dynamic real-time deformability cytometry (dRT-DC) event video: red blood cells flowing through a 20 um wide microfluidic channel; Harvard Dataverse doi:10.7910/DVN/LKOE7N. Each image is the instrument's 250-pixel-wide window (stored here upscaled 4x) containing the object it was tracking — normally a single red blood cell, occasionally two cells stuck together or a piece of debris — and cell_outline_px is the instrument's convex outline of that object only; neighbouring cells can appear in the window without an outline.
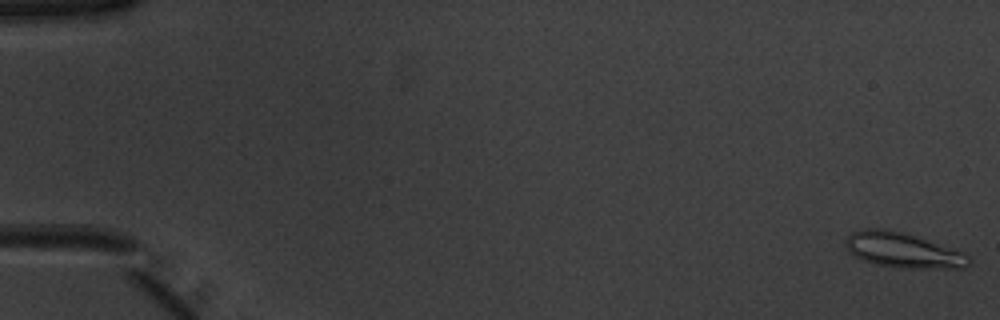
{"species": "common noctule bat (a hibernating species)", "species_latin": "Nyctalus noctula", "temperature_condition": "warm", "stored_images_in_passage": 52, "camera_frame_rate_fps": 3000, "um_per_image_px": 0.085, "animal": {"sex": "male", "body_mass_g": 20.1, "forearm_length_mm": 53.5}, "frame": {"image": 1, "passage_image": 1, "time_ms": 0.0, "image_size_px": [1000, 320], "cell_outline_px": [[972, 260], [964, 268], [904, 268], [876, 264], [852, 256], [848, 252], [844, 240], [852, 232], [864, 228], [884, 228], [904, 232], [960, 252], [968, 256]], "centroid_in_image_um": [76.67, 21.26], "position_along_channel_um": 8.3, "area_um2": 24.97}}
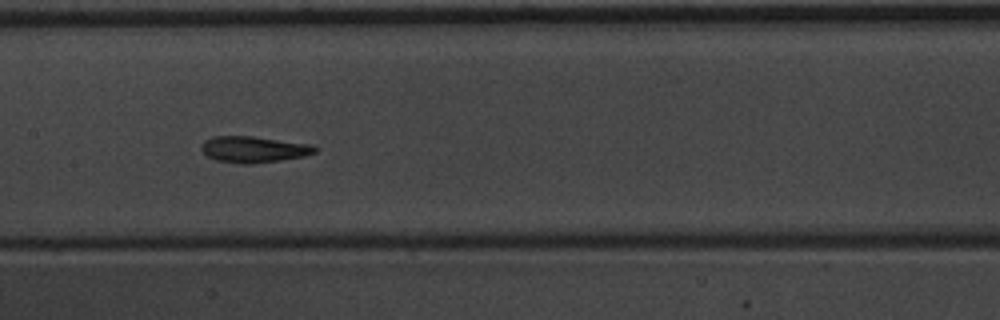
{"frame": {"image": 2, "passage_image": 27, "time_ms": 8.667, "image_size_px": [1000, 320], "cell_outline_px": [[320, 148], [316, 152], [304, 156], [280, 160], [252, 164], [244, 164], [216, 160], [208, 156], [200, 148], [200, 144], [204, 140], [212, 136], [252, 136], [312, 144]], "centroid_in_image_um": [21.58, 12.69], "position_along_channel_um": 185.8, "area_um2": 17.51}}
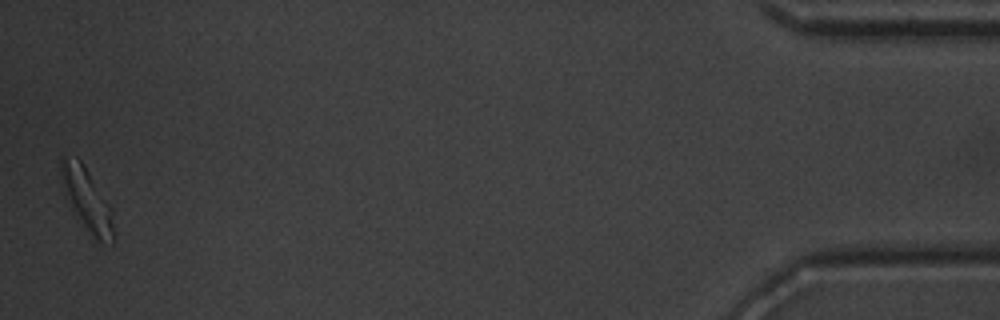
{"frame": {"image": 3, "passage_image": 52, "time_ms": 17.0, "image_size_px": [1000, 320], "cell_outline_px": [[112, 244], [96, 240], [84, 224], [72, 204], [60, 168], [60, 160], [76, 156], [80, 160], [112, 208]], "centroid_in_image_um": [7.46, 16.96], "position_along_channel_um": 427.7, "area_um2": 17.4}, "authors_computed_cell_mechanics": {"area_um2": 17.4845, "velocity_mm_per_s": 3.9102, "shape_relaxation_time_tau1_ms": 3.0335, "shape_relaxation_time_tau2_ms": 2.4519, "deformation_change_tau1": 0.1472, "deformation_change_tau2": 0.1152}}